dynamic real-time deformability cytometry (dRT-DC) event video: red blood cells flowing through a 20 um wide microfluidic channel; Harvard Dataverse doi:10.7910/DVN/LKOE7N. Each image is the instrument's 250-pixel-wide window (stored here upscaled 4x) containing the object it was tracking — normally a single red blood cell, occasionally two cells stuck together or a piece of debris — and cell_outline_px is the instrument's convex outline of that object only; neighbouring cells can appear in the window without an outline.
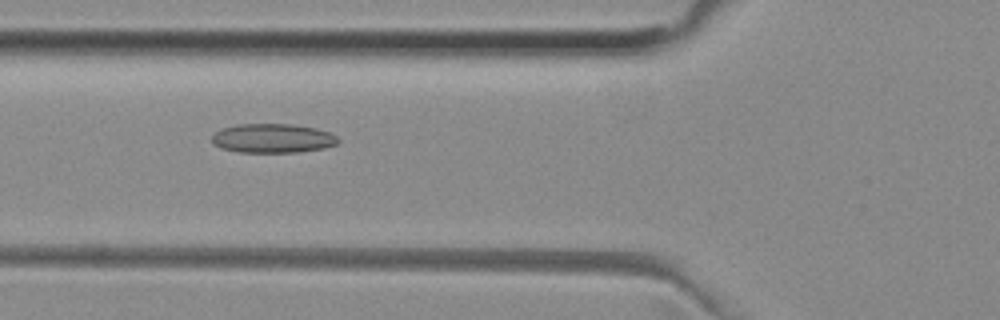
{"species": "common noctule bat (a hibernating species)", "species_latin": "Nyctalus noctula", "temperature_condition": "room temperature", "stored_images_in_passage": 34, "camera_frame_rate_fps": 3000, "um_per_image_px": 0.085, "animal": {"sex": "female", "body_mass_g": 29.2, "forearm_length_mm": 56.3}, "frame": {"image": 1, "passage_image": 3, "time_ms": 0.667, "image_size_px": [1000, 320], "cell_outline_px": [[340, 140], [336, 144], [324, 148], [296, 152], [240, 152], [224, 148], [216, 144], [212, 140], [212, 136], [216, 132], [224, 128], [236, 124], [292, 124], [316, 128], [328, 132], [336, 136]], "centroid_in_image_um": [23.22, 11.75], "position_along_channel_um": 102.6, "area_um2": 21.15}}
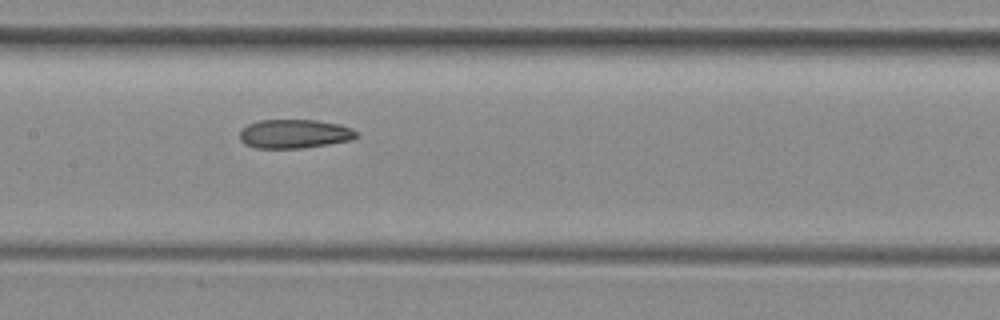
{"frame": {"image": 2, "passage_image": 9, "time_ms": 2.667, "image_size_px": [1000, 320], "cell_outline_px": [[356, 136], [352, 140], [328, 144], [300, 148], [256, 148], [244, 144], [240, 140], [240, 132], [248, 124], [260, 120], [316, 120], [340, 124], [352, 128], [356, 132]], "centroid_in_image_um": [25.02, 11.37], "position_along_channel_um": 182.4, "area_um2": 19.59}}
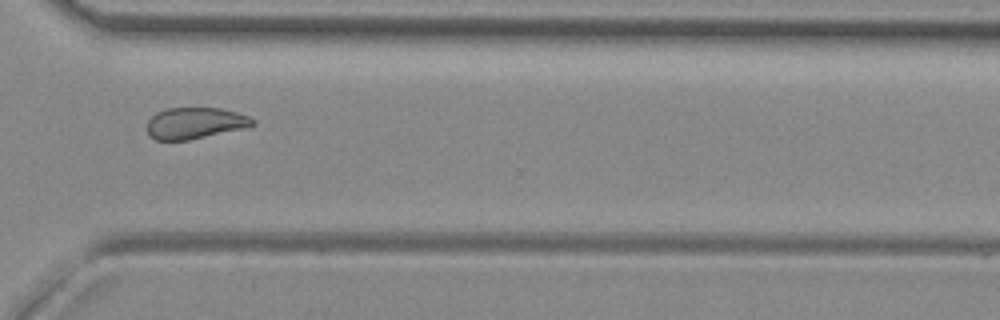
{"frame": {"image": 3, "passage_image": 22, "time_ms": 7.0, "image_size_px": [1000, 320], "cell_outline_px": [[256, 124], [244, 128], [188, 140], [156, 140], [148, 132], [148, 120], [156, 112], [168, 108], [220, 108], [236, 112], [248, 116], [256, 120]], "centroid_in_image_um": [16.59, 10.46], "position_along_channel_um": 354.0, "area_um2": 19.13}}